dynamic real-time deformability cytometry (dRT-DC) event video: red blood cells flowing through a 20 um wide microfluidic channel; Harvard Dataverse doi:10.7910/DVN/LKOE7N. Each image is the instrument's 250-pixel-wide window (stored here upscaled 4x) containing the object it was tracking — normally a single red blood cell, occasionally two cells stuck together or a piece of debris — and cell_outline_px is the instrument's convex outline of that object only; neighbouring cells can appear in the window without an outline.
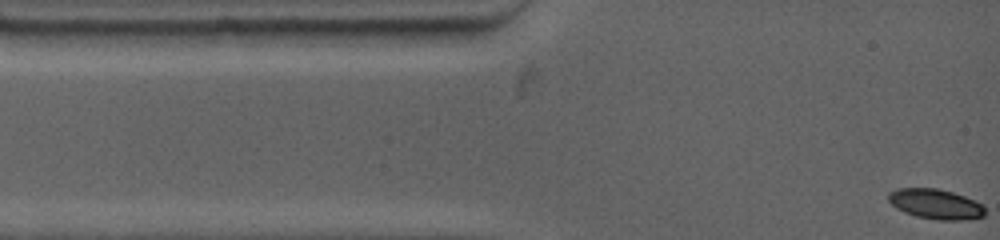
{"species": "common noctule bat (a hibernating species)", "species_latin": "Nyctalus noctula", "temperature_condition": "warm", "stored_images_in_passage": 37, "camera_frame_rate_fps": 4500, "um_per_image_px": 0.085, "animal": {"sex": "female", "body_mass_g": 19.0, "forearm_length_mm": 53.3}, "frame": {"image": 1, "passage_image": 1, "time_ms": 0.0, "image_size_px": [1000, 240], "cell_outline_px": [[984, 216], [960, 220], [940, 220], [916, 216], [904, 212], [896, 208], [888, 200], [888, 192], [896, 188], [936, 188], [952, 192], [964, 196], [980, 204], [984, 208]], "centroid_in_image_um": [79.47, 17.33], "position_along_channel_um": 5.5, "area_um2": 16.7}}
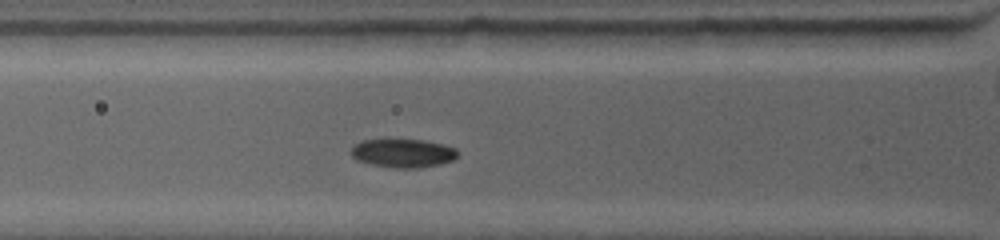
{"frame": {"image": 2, "passage_image": 21, "time_ms": 3.556, "image_size_px": [1000, 240], "cell_outline_px": [[460, 156], [452, 160], [440, 164], [416, 168], [396, 168], [372, 164], [356, 160], [352, 156], [352, 148], [360, 140], [424, 140], [444, 144], [456, 148], [460, 152]], "centroid_in_image_um": [34.31, 13.02], "position_along_channel_um": 91.5, "area_um2": 17.74}}
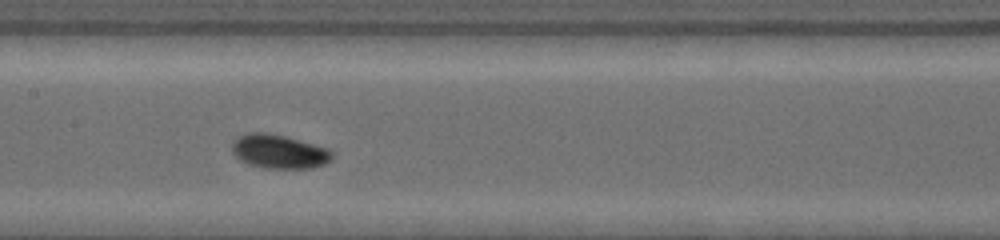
{"frame": {"image": 3, "passage_image": 36, "time_ms": 6.0, "image_size_px": [1000, 240], "cell_outline_px": [[332, 160], [324, 164], [312, 168], [264, 168], [248, 164], [240, 160], [232, 152], [232, 140], [248, 132], [268, 132], [284, 136], [328, 148], [332, 152]], "centroid_in_image_um": [23.69, 12.88], "position_along_channel_um": 183.7, "area_um2": 19.83}}